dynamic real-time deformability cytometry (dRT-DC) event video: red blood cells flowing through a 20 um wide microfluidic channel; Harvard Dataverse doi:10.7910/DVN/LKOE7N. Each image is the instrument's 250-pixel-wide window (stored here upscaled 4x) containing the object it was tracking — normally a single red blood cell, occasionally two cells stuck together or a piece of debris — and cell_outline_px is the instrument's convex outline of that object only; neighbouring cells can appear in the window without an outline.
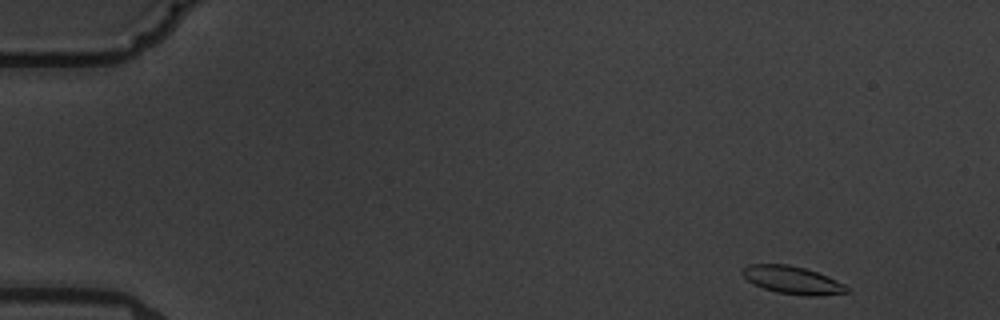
{"species": "common noctule bat (a hibernating species)", "species_latin": "Nyctalus noctula", "temperature_condition": "warm", "stored_images_in_passage": 6, "camera_frame_rate_fps": 3000, "um_per_image_px": 0.085, "animal": {"sex": "male", "body_mass_g": 19.5, "forearm_length_mm": 54.6}, "frame": {"image": 1, "passage_image": 1, "time_ms": 0.0, "image_size_px": [1000, 320], "cell_outline_px": [[852, 292], [820, 296], [804, 296], [776, 292], [752, 284], [740, 272], [748, 264], [788, 264], [804, 268], [828, 276], [852, 288]], "centroid_in_image_um": [67.41, 23.82], "position_along_channel_um": 17.6, "area_um2": 17.11}}
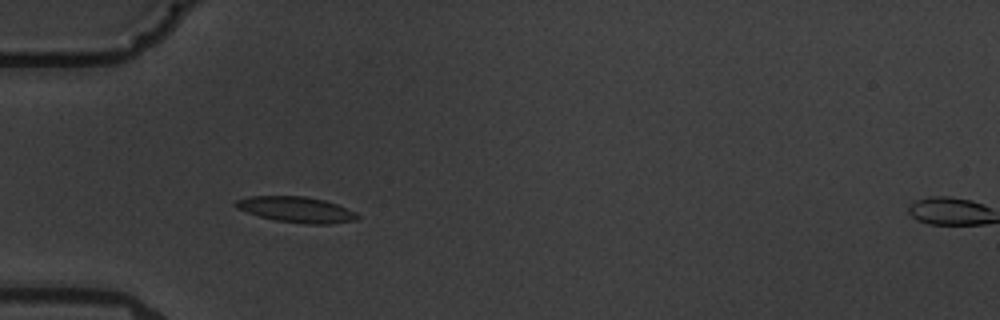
{"frame": {"image": 2, "passage_image": 5, "time_ms": 4.333, "image_size_px": [1000, 320], "cell_outline_px": [[360, 216], [356, 220], [328, 224], [308, 224], [276, 220], [260, 216], [236, 208], [232, 204], [236, 200], [248, 196], [304, 196], [324, 200], [336, 204], [356, 212]], "centroid_in_image_um": [25.18, 17.8], "position_along_channel_um": 59.8, "area_um2": 18.15}}
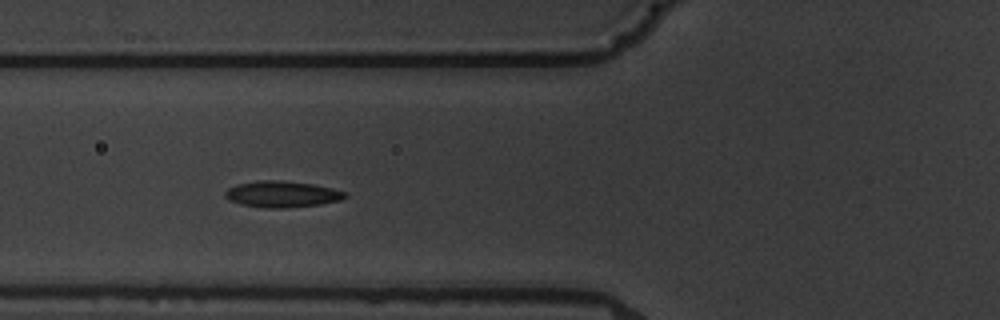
{"frame": {"image": 3, "passage_image": 6, "time_ms": 5.667, "image_size_px": [1000, 320], "cell_outline_px": [[348, 196], [344, 200], [320, 204], [288, 208], [268, 208], [240, 204], [228, 200], [224, 196], [224, 192], [228, 188], [236, 184], [260, 180], [276, 180], [312, 184], [332, 188], [348, 192]], "centroid_in_image_um": [23.99, 16.51], "position_along_channel_um": 101.8, "area_um2": 18.55}}